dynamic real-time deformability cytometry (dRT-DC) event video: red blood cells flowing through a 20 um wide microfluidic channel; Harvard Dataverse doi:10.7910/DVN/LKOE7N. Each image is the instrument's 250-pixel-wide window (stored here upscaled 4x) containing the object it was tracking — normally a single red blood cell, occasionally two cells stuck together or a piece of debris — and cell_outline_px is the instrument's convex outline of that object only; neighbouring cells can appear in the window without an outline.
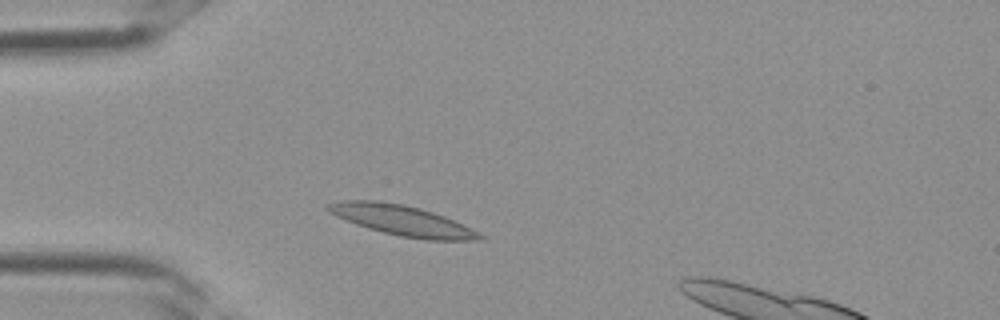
{"species": "Egyptian fruit bat (a non-hibernating species)", "species_latin": "Rousettus aegyptiacus", "temperature_condition": "room temperature", "stored_images_in_passage": 2, "camera_frame_rate_fps": 3000, "um_per_image_px": 0.085, "frame": {"image": 1, "passage_image": 2, "time_ms": 0.333, "image_size_px": [1000, 320], "cell_outline_px": [[488, 236], [484, 240], [424, 240], [400, 236], [368, 228], [356, 224], [336, 216], [328, 212], [324, 208], [324, 204], [340, 200], [376, 200], [404, 204], [420, 208], [444, 216], [464, 224]], "centroid_in_image_um": [34.2, 18.73], "position_along_channel_um": 50.8, "area_um2": 27.17}}